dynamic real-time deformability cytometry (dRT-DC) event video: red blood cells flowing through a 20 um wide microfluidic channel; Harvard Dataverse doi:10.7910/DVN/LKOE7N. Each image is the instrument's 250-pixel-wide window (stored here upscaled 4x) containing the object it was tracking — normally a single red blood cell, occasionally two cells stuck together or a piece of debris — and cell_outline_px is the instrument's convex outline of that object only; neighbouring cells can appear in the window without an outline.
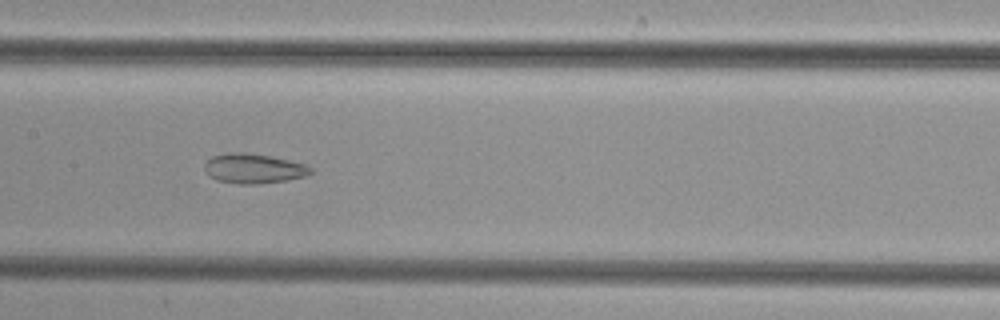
{"species": "common noctule bat (a hibernating species)", "species_latin": "Nyctalus noctula", "temperature_condition": "cold", "stored_images_in_passage": 42, "camera_frame_rate_fps": 3000, "um_per_image_px": 0.085, "animal": {"sex": "female", "body_mass_g": 29.2, "forearm_length_mm": 56.3}, "frame": {"image": 1, "passage_image": 19, "time_ms": 6.0, "image_size_px": [1000, 320], "cell_outline_px": [[312, 172], [304, 176], [284, 180], [256, 184], [240, 184], [216, 180], [208, 176], [204, 168], [204, 164], [212, 156], [232, 152], [244, 152], [268, 156], [288, 160], [304, 164], [312, 168]], "centroid_in_image_um": [21.5, 14.32], "position_along_channel_um": 185.9, "area_um2": 18.15}}
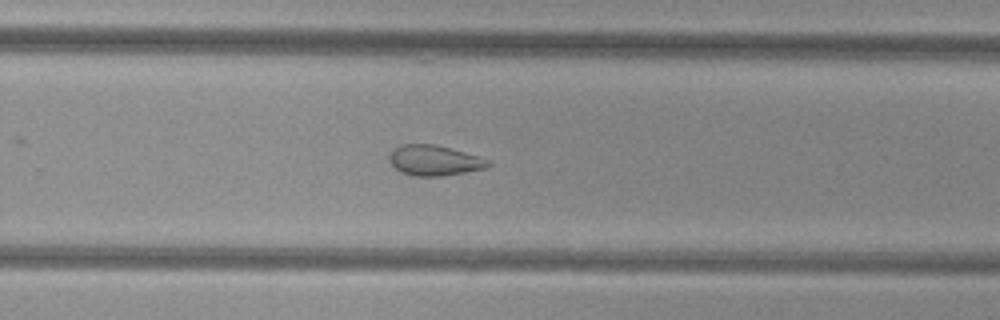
{"frame": {"image": 2, "passage_image": 27, "time_ms": 8.667, "image_size_px": [1000, 320], "cell_outline_px": [[492, 164], [484, 168], [464, 172], [440, 176], [412, 176], [400, 172], [388, 160], [388, 156], [392, 148], [400, 144], [436, 144], [452, 148], [480, 156], [492, 160]], "centroid_in_image_um": [36.91, 13.62], "position_along_channel_um": 292.9, "area_um2": 17.8}}
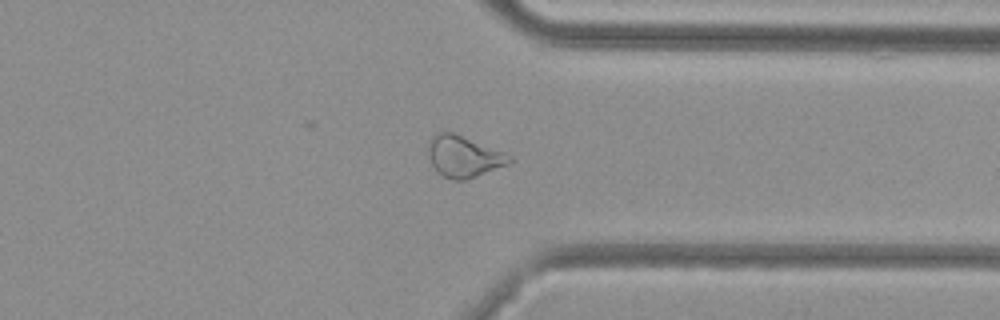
{"frame": {"image": 3, "passage_image": 33, "time_ms": 10.667, "image_size_px": [1000, 320], "cell_outline_px": [[512, 160], [508, 164], [468, 180], [452, 180], [436, 172], [428, 156], [428, 144], [432, 136], [436, 132], [452, 132], [512, 156]], "centroid_in_image_um": [39.37, 13.32], "position_along_channel_um": 372.0, "area_um2": 19.42}}